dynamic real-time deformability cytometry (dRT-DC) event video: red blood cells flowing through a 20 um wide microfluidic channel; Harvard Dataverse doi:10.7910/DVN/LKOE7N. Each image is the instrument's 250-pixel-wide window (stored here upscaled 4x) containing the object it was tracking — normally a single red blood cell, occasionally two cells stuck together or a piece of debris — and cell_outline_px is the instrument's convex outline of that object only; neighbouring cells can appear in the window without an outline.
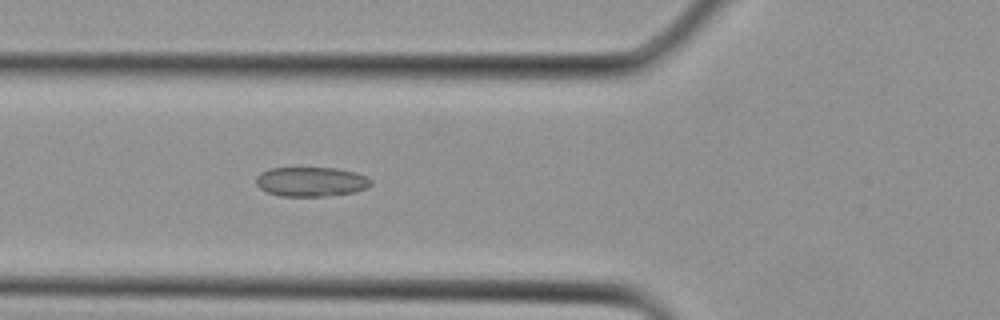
{"species": "Egyptian fruit bat (a non-hibernating species)", "species_latin": "Rousettus aegyptiacus", "temperature_condition": "cold", "stored_images_in_passage": 11, "camera_frame_rate_fps": 3000, "um_per_image_px": 0.085, "animal": {"sex": "female"}, "frame": {"image": 1, "passage_image": 11, "time_ms": 3.333, "image_size_px": [1000, 320], "cell_outline_px": [[372, 184], [368, 188], [352, 192], [324, 196], [280, 196], [268, 192], [260, 188], [256, 184], [256, 176], [260, 172], [268, 168], [336, 168], [356, 172], [368, 176], [372, 180]], "centroid_in_image_um": [26.45, 15.43], "position_along_channel_um": 99.3, "area_um2": 19.88}}